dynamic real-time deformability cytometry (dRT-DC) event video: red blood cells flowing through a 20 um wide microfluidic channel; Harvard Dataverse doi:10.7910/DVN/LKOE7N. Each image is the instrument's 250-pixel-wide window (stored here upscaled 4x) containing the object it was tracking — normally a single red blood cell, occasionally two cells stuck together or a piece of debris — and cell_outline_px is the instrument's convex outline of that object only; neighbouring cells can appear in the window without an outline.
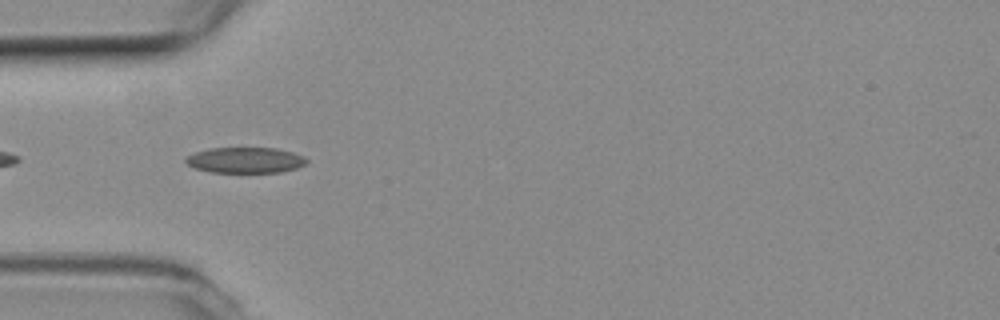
{"species": "common noctule bat (a hibernating species)", "species_latin": "Nyctalus noctula", "temperature_condition": "room temperature", "stored_images_in_passage": 4, "camera_frame_rate_fps": 3000, "um_per_image_px": 0.085, "animal": {"sex": "female", "body_mass_g": 19.3, "forearm_length_mm": 54.1}, "frame": {"image": 1, "passage_image": 2, "time_ms": 0.333, "image_size_px": [1000, 320], "cell_outline_px": [[308, 160], [304, 164], [296, 168], [280, 172], [212, 172], [196, 168], [188, 164], [184, 160], [184, 156], [208, 148], [276, 148], [292, 152], [304, 156]], "centroid_in_image_um": [20.83, 13.6], "position_along_channel_um": 64.2, "area_um2": 18.03}}